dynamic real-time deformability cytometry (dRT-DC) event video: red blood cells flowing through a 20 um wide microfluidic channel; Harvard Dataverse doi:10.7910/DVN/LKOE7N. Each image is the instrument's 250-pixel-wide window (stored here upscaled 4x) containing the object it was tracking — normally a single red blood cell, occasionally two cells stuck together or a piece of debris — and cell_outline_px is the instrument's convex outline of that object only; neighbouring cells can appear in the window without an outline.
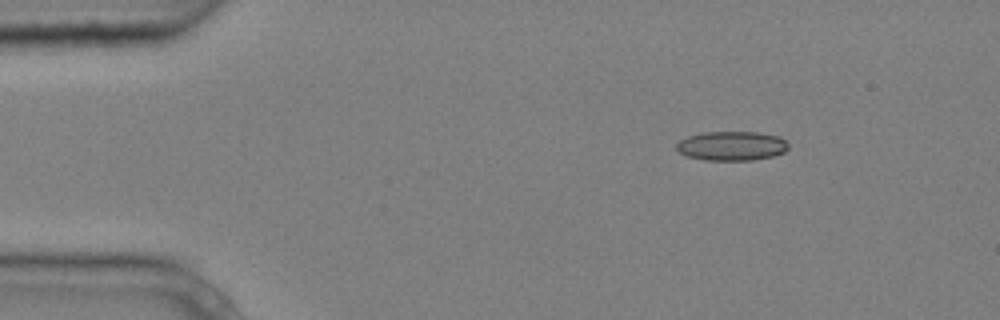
{"species": "common noctule bat (a hibernating species)", "species_latin": "Nyctalus noctula", "temperature_condition": "cold", "stored_images_in_passage": 3, "camera_frame_rate_fps": 3000, "um_per_image_px": 0.085, "animal": {"sex": "male", "body_mass_g": 20.4}, "frame": {"image": 1, "passage_image": 1, "time_ms": 0.0, "image_size_px": [1000, 320], "cell_outline_px": [[788, 148], [784, 152], [772, 156], [752, 160], [704, 160], [688, 156], [680, 152], [676, 148], [676, 144], [680, 140], [688, 136], [700, 132], [760, 132], [780, 136], [788, 144]], "centroid_in_image_um": [62.2, 12.39], "position_along_channel_um": 22.8, "area_um2": 19.13}}